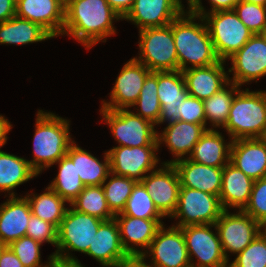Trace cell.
Masks as SVG:
<instances>
[{
  "label": "cell",
  "instance_id": "cell-14",
  "mask_svg": "<svg viewBox=\"0 0 266 267\" xmlns=\"http://www.w3.org/2000/svg\"><path fill=\"white\" fill-rule=\"evenodd\" d=\"M229 60L232 67L228 72H234L230 82L239 87L253 80L257 82L266 76V36L254 34Z\"/></svg>",
  "mask_w": 266,
  "mask_h": 267
},
{
  "label": "cell",
  "instance_id": "cell-56",
  "mask_svg": "<svg viewBox=\"0 0 266 267\" xmlns=\"http://www.w3.org/2000/svg\"><path fill=\"white\" fill-rule=\"evenodd\" d=\"M64 267H83V265H81V263H75L64 265Z\"/></svg>",
  "mask_w": 266,
  "mask_h": 267
},
{
  "label": "cell",
  "instance_id": "cell-55",
  "mask_svg": "<svg viewBox=\"0 0 266 267\" xmlns=\"http://www.w3.org/2000/svg\"><path fill=\"white\" fill-rule=\"evenodd\" d=\"M260 139L266 144V127H265L262 135L260 136Z\"/></svg>",
  "mask_w": 266,
  "mask_h": 267
},
{
  "label": "cell",
  "instance_id": "cell-48",
  "mask_svg": "<svg viewBox=\"0 0 266 267\" xmlns=\"http://www.w3.org/2000/svg\"><path fill=\"white\" fill-rule=\"evenodd\" d=\"M209 1L211 3L212 9H210V12H206V13L233 10L236 4L240 2L241 0H209Z\"/></svg>",
  "mask_w": 266,
  "mask_h": 267
},
{
  "label": "cell",
  "instance_id": "cell-12",
  "mask_svg": "<svg viewBox=\"0 0 266 267\" xmlns=\"http://www.w3.org/2000/svg\"><path fill=\"white\" fill-rule=\"evenodd\" d=\"M149 251V252H148ZM152 256L151 267H191L186 241L182 229L163 225L157 230L155 238L142 257Z\"/></svg>",
  "mask_w": 266,
  "mask_h": 267
},
{
  "label": "cell",
  "instance_id": "cell-46",
  "mask_svg": "<svg viewBox=\"0 0 266 267\" xmlns=\"http://www.w3.org/2000/svg\"><path fill=\"white\" fill-rule=\"evenodd\" d=\"M16 16V0H0V23Z\"/></svg>",
  "mask_w": 266,
  "mask_h": 267
},
{
  "label": "cell",
  "instance_id": "cell-25",
  "mask_svg": "<svg viewBox=\"0 0 266 267\" xmlns=\"http://www.w3.org/2000/svg\"><path fill=\"white\" fill-rule=\"evenodd\" d=\"M224 62L182 71L189 95L204 101L225 87L230 81Z\"/></svg>",
  "mask_w": 266,
  "mask_h": 267
},
{
  "label": "cell",
  "instance_id": "cell-57",
  "mask_svg": "<svg viewBox=\"0 0 266 267\" xmlns=\"http://www.w3.org/2000/svg\"><path fill=\"white\" fill-rule=\"evenodd\" d=\"M4 247H5V245L2 242H0V255H1V252H2Z\"/></svg>",
  "mask_w": 266,
  "mask_h": 267
},
{
  "label": "cell",
  "instance_id": "cell-22",
  "mask_svg": "<svg viewBox=\"0 0 266 267\" xmlns=\"http://www.w3.org/2000/svg\"><path fill=\"white\" fill-rule=\"evenodd\" d=\"M181 187L211 193L219 197L222 188L223 167H213L189 160L187 157L172 163Z\"/></svg>",
  "mask_w": 266,
  "mask_h": 267
},
{
  "label": "cell",
  "instance_id": "cell-4",
  "mask_svg": "<svg viewBox=\"0 0 266 267\" xmlns=\"http://www.w3.org/2000/svg\"><path fill=\"white\" fill-rule=\"evenodd\" d=\"M266 127V91L239 90L224 126L232 140L260 138Z\"/></svg>",
  "mask_w": 266,
  "mask_h": 267
},
{
  "label": "cell",
  "instance_id": "cell-2",
  "mask_svg": "<svg viewBox=\"0 0 266 267\" xmlns=\"http://www.w3.org/2000/svg\"><path fill=\"white\" fill-rule=\"evenodd\" d=\"M196 18L204 23H196ZM169 25L172 27L177 51L178 70L207 67L220 61L202 16H196L186 11ZM188 63L192 66L188 67Z\"/></svg>",
  "mask_w": 266,
  "mask_h": 267
},
{
  "label": "cell",
  "instance_id": "cell-7",
  "mask_svg": "<svg viewBox=\"0 0 266 267\" xmlns=\"http://www.w3.org/2000/svg\"><path fill=\"white\" fill-rule=\"evenodd\" d=\"M139 57H134L151 72L178 70L177 51L172 27L146 28L139 31Z\"/></svg>",
  "mask_w": 266,
  "mask_h": 267
},
{
  "label": "cell",
  "instance_id": "cell-15",
  "mask_svg": "<svg viewBox=\"0 0 266 267\" xmlns=\"http://www.w3.org/2000/svg\"><path fill=\"white\" fill-rule=\"evenodd\" d=\"M162 164V168L151 171L140 182L150 194L158 211L164 217L171 218L178 206L181 186L173 164Z\"/></svg>",
  "mask_w": 266,
  "mask_h": 267
},
{
  "label": "cell",
  "instance_id": "cell-29",
  "mask_svg": "<svg viewBox=\"0 0 266 267\" xmlns=\"http://www.w3.org/2000/svg\"><path fill=\"white\" fill-rule=\"evenodd\" d=\"M70 145L67 155L76 162V170L85 186H100L110 174V160L108 153L104 154V163L100 162L91 153L75 145Z\"/></svg>",
  "mask_w": 266,
  "mask_h": 267
},
{
  "label": "cell",
  "instance_id": "cell-31",
  "mask_svg": "<svg viewBox=\"0 0 266 267\" xmlns=\"http://www.w3.org/2000/svg\"><path fill=\"white\" fill-rule=\"evenodd\" d=\"M36 175L28 160L0 150V191L16 196L15 192L10 191Z\"/></svg>",
  "mask_w": 266,
  "mask_h": 267
},
{
  "label": "cell",
  "instance_id": "cell-9",
  "mask_svg": "<svg viewBox=\"0 0 266 267\" xmlns=\"http://www.w3.org/2000/svg\"><path fill=\"white\" fill-rule=\"evenodd\" d=\"M220 198L211 193L181 187L178 206L171 218H180L176 227L215 224L223 213Z\"/></svg>",
  "mask_w": 266,
  "mask_h": 267
},
{
  "label": "cell",
  "instance_id": "cell-32",
  "mask_svg": "<svg viewBox=\"0 0 266 267\" xmlns=\"http://www.w3.org/2000/svg\"><path fill=\"white\" fill-rule=\"evenodd\" d=\"M30 196V197H29ZM30 204L31 212L34 216L53 224L57 229L68 208L64 207L67 201L61 198L49 186L46 192L25 196Z\"/></svg>",
  "mask_w": 266,
  "mask_h": 267
},
{
  "label": "cell",
  "instance_id": "cell-51",
  "mask_svg": "<svg viewBox=\"0 0 266 267\" xmlns=\"http://www.w3.org/2000/svg\"><path fill=\"white\" fill-rule=\"evenodd\" d=\"M180 4H182L181 0H178ZM189 7L187 9L189 13L196 15V16H203L206 11L205 8L202 6L201 0H187Z\"/></svg>",
  "mask_w": 266,
  "mask_h": 267
},
{
  "label": "cell",
  "instance_id": "cell-33",
  "mask_svg": "<svg viewBox=\"0 0 266 267\" xmlns=\"http://www.w3.org/2000/svg\"><path fill=\"white\" fill-rule=\"evenodd\" d=\"M56 163L59 164V172L49 187L61 198L71 203L85 185L77 173L76 162H73L67 154Z\"/></svg>",
  "mask_w": 266,
  "mask_h": 267
},
{
  "label": "cell",
  "instance_id": "cell-21",
  "mask_svg": "<svg viewBox=\"0 0 266 267\" xmlns=\"http://www.w3.org/2000/svg\"><path fill=\"white\" fill-rule=\"evenodd\" d=\"M85 254L93 257L103 267H115L130 257L122 246L115 218L100 224L92 240V245Z\"/></svg>",
  "mask_w": 266,
  "mask_h": 267
},
{
  "label": "cell",
  "instance_id": "cell-54",
  "mask_svg": "<svg viewBox=\"0 0 266 267\" xmlns=\"http://www.w3.org/2000/svg\"><path fill=\"white\" fill-rule=\"evenodd\" d=\"M261 233L266 237V220L261 224Z\"/></svg>",
  "mask_w": 266,
  "mask_h": 267
},
{
  "label": "cell",
  "instance_id": "cell-27",
  "mask_svg": "<svg viewBox=\"0 0 266 267\" xmlns=\"http://www.w3.org/2000/svg\"><path fill=\"white\" fill-rule=\"evenodd\" d=\"M254 181L230 161L223 167L222 188L219 198L224 210H243L248 204Z\"/></svg>",
  "mask_w": 266,
  "mask_h": 267
},
{
  "label": "cell",
  "instance_id": "cell-8",
  "mask_svg": "<svg viewBox=\"0 0 266 267\" xmlns=\"http://www.w3.org/2000/svg\"><path fill=\"white\" fill-rule=\"evenodd\" d=\"M100 113L119 146H159L155 124L151 121L128 109L101 108Z\"/></svg>",
  "mask_w": 266,
  "mask_h": 267
},
{
  "label": "cell",
  "instance_id": "cell-24",
  "mask_svg": "<svg viewBox=\"0 0 266 267\" xmlns=\"http://www.w3.org/2000/svg\"><path fill=\"white\" fill-rule=\"evenodd\" d=\"M207 129L213 128H205L203 125L181 120L168 123L162 133L159 134L157 132V141L159 147L164 142L172 155L177 158L166 161L164 164H172L175 161L181 160L186 154L190 156L196 143Z\"/></svg>",
  "mask_w": 266,
  "mask_h": 267
},
{
  "label": "cell",
  "instance_id": "cell-34",
  "mask_svg": "<svg viewBox=\"0 0 266 267\" xmlns=\"http://www.w3.org/2000/svg\"><path fill=\"white\" fill-rule=\"evenodd\" d=\"M69 205L79 212L95 216L103 221L115 217L107 205L102 185L85 186Z\"/></svg>",
  "mask_w": 266,
  "mask_h": 267
},
{
  "label": "cell",
  "instance_id": "cell-37",
  "mask_svg": "<svg viewBox=\"0 0 266 267\" xmlns=\"http://www.w3.org/2000/svg\"><path fill=\"white\" fill-rule=\"evenodd\" d=\"M109 176L111 178H109ZM107 179L110 180L107 182ZM107 179L103 182L102 188L109 209L116 215L123 211L137 181L128 177L116 175L112 172H110Z\"/></svg>",
  "mask_w": 266,
  "mask_h": 267
},
{
  "label": "cell",
  "instance_id": "cell-41",
  "mask_svg": "<svg viewBox=\"0 0 266 267\" xmlns=\"http://www.w3.org/2000/svg\"><path fill=\"white\" fill-rule=\"evenodd\" d=\"M40 244L38 241L34 240L29 236H23L20 239L12 242L9 247L18 257L20 262L24 267H45L47 266L53 259L54 256H49V262L46 265H43L41 262V254H40Z\"/></svg>",
  "mask_w": 266,
  "mask_h": 267
},
{
  "label": "cell",
  "instance_id": "cell-38",
  "mask_svg": "<svg viewBox=\"0 0 266 267\" xmlns=\"http://www.w3.org/2000/svg\"><path fill=\"white\" fill-rule=\"evenodd\" d=\"M137 105L140 109L135 114L151 121L153 124L158 122L161 113V104L158 97L157 72H150L147 75L140 95L132 107Z\"/></svg>",
  "mask_w": 266,
  "mask_h": 267
},
{
  "label": "cell",
  "instance_id": "cell-53",
  "mask_svg": "<svg viewBox=\"0 0 266 267\" xmlns=\"http://www.w3.org/2000/svg\"><path fill=\"white\" fill-rule=\"evenodd\" d=\"M245 2L259 4L266 7V0H243Z\"/></svg>",
  "mask_w": 266,
  "mask_h": 267
},
{
  "label": "cell",
  "instance_id": "cell-40",
  "mask_svg": "<svg viewBox=\"0 0 266 267\" xmlns=\"http://www.w3.org/2000/svg\"><path fill=\"white\" fill-rule=\"evenodd\" d=\"M228 267H266V237L259 233Z\"/></svg>",
  "mask_w": 266,
  "mask_h": 267
},
{
  "label": "cell",
  "instance_id": "cell-47",
  "mask_svg": "<svg viewBox=\"0 0 266 267\" xmlns=\"http://www.w3.org/2000/svg\"><path fill=\"white\" fill-rule=\"evenodd\" d=\"M110 7L123 19L131 9L134 0H106Z\"/></svg>",
  "mask_w": 266,
  "mask_h": 267
},
{
  "label": "cell",
  "instance_id": "cell-44",
  "mask_svg": "<svg viewBox=\"0 0 266 267\" xmlns=\"http://www.w3.org/2000/svg\"><path fill=\"white\" fill-rule=\"evenodd\" d=\"M179 120L200 124L206 127L204 102L191 95H188L185 100L182 101Z\"/></svg>",
  "mask_w": 266,
  "mask_h": 267
},
{
  "label": "cell",
  "instance_id": "cell-52",
  "mask_svg": "<svg viewBox=\"0 0 266 267\" xmlns=\"http://www.w3.org/2000/svg\"><path fill=\"white\" fill-rule=\"evenodd\" d=\"M45 267H64V264H62L57 259H53L47 266Z\"/></svg>",
  "mask_w": 266,
  "mask_h": 267
},
{
  "label": "cell",
  "instance_id": "cell-20",
  "mask_svg": "<svg viewBox=\"0 0 266 267\" xmlns=\"http://www.w3.org/2000/svg\"><path fill=\"white\" fill-rule=\"evenodd\" d=\"M114 218L119 227L122 246L129 256H142L144 251L147 252L157 230L164 225L161 219H143L131 216H115ZM133 244L140 246L144 251L135 248Z\"/></svg>",
  "mask_w": 266,
  "mask_h": 267
},
{
  "label": "cell",
  "instance_id": "cell-42",
  "mask_svg": "<svg viewBox=\"0 0 266 267\" xmlns=\"http://www.w3.org/2000/svg\"><path fill=\"white\" fill-rule=\"evenodd\" d=\"M243 211L260 224L266 220V177L254 181L249 202Z\"/></svg>",
  "mask_w": 266,
  "mask_h": 267
},
{
  "label": "cell",
  "instance_id": "cell-16",
  "mask_svg": "<svg viewBox=\"0 0 266 267\" xmlns=\"http://www.w3.org/2000/svg\"><path fill=\"white\" fill-rule=\"evenodd\" d=\"M151 71L135 58L124 64L110 93V102L102 101V107L110 110L128 109L137 101L143 83Z\"/></svg>",
  "mask_w": 266,
  "mask_h": 267
},
{
  "label": "cell",
  "instance_id": "cell-39",
  "mask_svg": "<svg viewBox=\"0 0 266 267\" xmlns=\"http://www.w3.org/2000/svg\"><path fill=\"white\" fill-rule=\"evenodd\" d=\"M239 19L253 34L266 31V7L241 0L233 9Z\"/></svg>",
  "mask_w": 266,
  "mask_h": 267
},
{
  "label": "cell",
  "instance_id": "cell-43",
  "mask_svg": "<svg viewBox=\"0 0 266 267\" xmlns=\"http://www.w3.org/2000/svg\"><path fill=\"white\" fill-rule=\"evenodd\" d=\"M26 236L33 238L40 244L48 242V244L57 245V228L37 216L31 214L27 226Z\"/></svg>",
  "mask_w": 266,
  "mask_h": 267
},
{
  "label": "cell",
  "instance_id": "cell-1",
  "mask_svg": "<svg viewBox=\"0 0 266 267\" xmlns=\"http://www.w3.org/2000/svg\"><path fill=\"white\" fill-rule=\"evenodd\" d=\"M122 19L106 0H65L62 35L74 37L86 48L114 35L113 20Z\"/></svg>",
  "mask_w": 266,
  "mask_h": 267
},
{
  "label": "cell",
  "instance_id": "cell-18",
  "mask_svg": "<svg viewBox=\"0 0 266 267\" xmlns=\"http://www.w3.org/2000/svg\"><path fill=\"white\" fill-rule=\"evenodd\" d=\"M16 16L41 25L57 37L63 32L65 0H16Z\"/></svg>",
  "mask_w": 266,
  "mask_h": 267
},
{
  "label": "cell",
  "instance_id": "cell-19",
  "mask_svg": "<svg viewBox=\"0 0 266 267\" xmlns=\"http://www.w3.org/2000/svg\"><path fill=\"white\" fill-rule=\"evenodd\" d=\"M157 87L161 113L155 125L178 121L182 101L189 95L182 71L157 72Z\"/></svg>",
  "mask_w": 266,
  "mask_h": 267
},
{
  "label": "cell",
  "instance_id": "cell-23",
  "mask_svg": "<svg viewBox=\"0 0 266 267\" xmlns=\"http://www.w3.org/2000/svg\"><path fill=\"white\" fill-rule=\"evenodd\" d=\"M230 162L253 181L266 177V144L260 138L232 140Z\"/></svg>",
  "mask_w": 266,
  "mask_h": 267
},
{
  "label": "cell",
  "instance_id": "cell-30",
  "mask_svg": "<svg viewBox=\"0 0 266 267\" xmlns=\"http://www.w3.org/2000/svg\"><path fill=\"white\" fill-rule=\"evenodd\" d=\"M54 38L41 25L13 16L0 23V44L24 45Z\"/></svg>",
  "mask_w": 266,
  "mask_h": 267
},
{
  "label": "cell",
  "instance_id": "cell-28",
  "mask_svg": "<svg viewBox=\"0 0 266 267\" xmlns=\"http://www.w3.org/2000/svg\"><path fill=\"white\" fill-rule=\"evenodd\" d=\"M231 143L225 142L218 130L207 129L187 158L208 166L224 167L230 161Z\"/></svg>",
  "mask_w": 266,
  "mask_h": 267
},
{
  "label": "cell",
  "instance_id": "cell-35",
  "mask_svg": "<svg viewBox=\"0 0 266 267\" xmlns=\"http://www.w3.org/2000/svg\"><path fill=\"white\" fill-rule=\"evenodd\" d=\"M226 87L231 89H226ZM240 89L235 83L229 82L220 91L203 101L206 124L207 120H209L213 128H219L220 126L224 128L229 116L232 100Z\"/></svg>",
  "mask_w": 266,
  "mask_h": 267
},
{
  "label": "cell",
  "instance_id": "cell-11",
  "mask_svg": "<svg viewBox=\"0 0 266 267\" xmlns=\"http://www.w3.org/2000/svg\"><path fill=\"white\" fill-rule=\"evenodd\" d=\"M211 227L214 224L180 227L185 237L191 267H228L229 261L223 253L218 231L213 233ZM193 256L197 257L198 263H194Z\"/></svg>",
  "mask_w": 266,
  "mask_h": 267
},
{
  "label": "cell",
  "instance_id": "cell-13",
  "mask_svg": "<svg viewBox=\"0 0 266 267\" xmlns=\"http://www.w3.org/2000/svg\"><path fill=\"white\" fill-rule=\"evenodd\" d=\"M158 150L159 146H115L107 151L110 171L140 182L147 172L150 173L157 167L159 159L155 152Z\"/></svg>",
  "mask_w": 266,
  "mask_h": 267
},
{
  "label": "cell",
  "instance_id": "cell-50",
  "mask_svg": "<svg viewBox=\"0 0 266 267\" xmlns=\"http://www.w3.org/2000/svg\"><path fill=\"white\" fill-rule=\"evenodd\" d=\"M12 125L2 115H0V147H2L7 141V134L11 130Z\"/></svg>",
  "mask_w": 266,
  "mask_h": 267
},
{
  "label": "cell",
  "instance_id": "cell-49",
  "mask_svg": "<svg viewBox=\"0 0 266 267\" xmlns=\"http://www.w3.org/2000/svg\"><path fill=\"white\" fill-rule=\"evenodd\" d=\"M115 267H151L145 262L142 256H130L126 260L121 261Z\"/></svg>",
  "mask_w": 266,
  "mask_h": 267
},
{
  "label": "cell",
  "instance_id": "cell-45",
  "mask_svg": "<svg viewBox=\"0 0 266 267\" xmlns=\"http://www.w3.org/2000/svg\"><path fill=\"white\" fill-rule=\"evenodd\" d=\"M0 267H24L9 246H5L0 255Z\"/></svg>",
  "mask_w": 266,
  "mask_h": 267
},
{
  "label": "cell",
  "instance_id": "cell-17",
  "mask_svg": "<svg viewBox=\"0 0 266 267\" xmlns=\"http://www.w3.org/2000/svg\"><path fill=\"white\" fill-rule=\"evenodd\" d=\"M185 7L178 0H134L125 20L136 24L139 31L164 27L180 16Z\"/></svg>",
  "mask_w": 266,
  "mask_h": 267
},
{
  "label": "cell",
  "instance_id": "cell-3",
  "mask_svg": "<svg viewBox=\"0 0 266 267\" xmlns=\"http://www.w3.org/2000/svg\"><path fill=\"white\" fill-rule=\"evenodd\" d=\"M33 138L34 159L30 167L39 175L63 158L74 142L69 133V120L51 112L38 110Z\"/></svg>",
  "mask_w": 266,
  "mask_h": 267
},
{
  "label": "cell",
  "instance_id": "cell-6",
  "mask_svg": "<svg viewBox=\"0 0 266 267\" xmlns=\"http://www.w3.org/2000/svg\"><path fill=\"white\" fill-rule=\"evenodd\" d=\"M202 17L221 61L229 59L254 35L234 10L205 13Z\"/></svg>",
  "mask_w": 266,
  "mask_h": 267
},
{
  "label": "cell",
  "instance_id": "cell-26",
  "mask_svg": "<svg viewBox=\"0 0 266 267\" xmlns=\"http://www.w3.org/2000/svg\"><path fill=\"white\" fill-rule=\"evenodd\" d=\"M31 214L26 197L9 196V199L0 205V242L9 246L26 236Z\"/></svg>",
  "mask_w": 266,
  "mask_h": 267
},
{
  "label": "cell",
  "instance_id": "cell-10",
  "mask_svg": "<svg viewBox=\"0 0 266 267\" xmlns=\"http://www.w3.org/2000/svg\"><path fill=\"white\" fill-rule=\"evenodd\" d=\"M218 231L223 253L229 261V253L238 255L261 233V224L243 210L231 214L224 210L214 227Z\"/></svg>",
  "mask_w": 266,
  "mask_h": 267
},
{
  "label": "cell",
  "instance_id": "cell-5",
  "mask_svg": "<svg viewBox=\"0 0 266 267\" xmlns=\"http://www.w3.org/2000/svg\"><path fill=\"white\" fill-rule=\"evenodd\" d=\"M102 222L103 220L79 212L72 206L68 208L57 229V250L52 254L54 259L64 265L79 263L77 258L67 252L71 250L86 253Z\"/></svg>",
  "mask_w": 266,
  "mask_h": 267
},
{
  "label": "cell",
  "instance_id": "cell-36",
  "mask_svg": "<svg viewBox=\"0 0 266 267\" xmlns=\"http://www.w3.org/2000/svg\"><path fill=\"white\" fill-rule=\"evenodd\" d=\"M115 216H131L143 219L164 218L141 182L135 184L123 211Z\"/></svg>",
  "mask_w": 266,
  "mask_h": 267
}]
</instances>
